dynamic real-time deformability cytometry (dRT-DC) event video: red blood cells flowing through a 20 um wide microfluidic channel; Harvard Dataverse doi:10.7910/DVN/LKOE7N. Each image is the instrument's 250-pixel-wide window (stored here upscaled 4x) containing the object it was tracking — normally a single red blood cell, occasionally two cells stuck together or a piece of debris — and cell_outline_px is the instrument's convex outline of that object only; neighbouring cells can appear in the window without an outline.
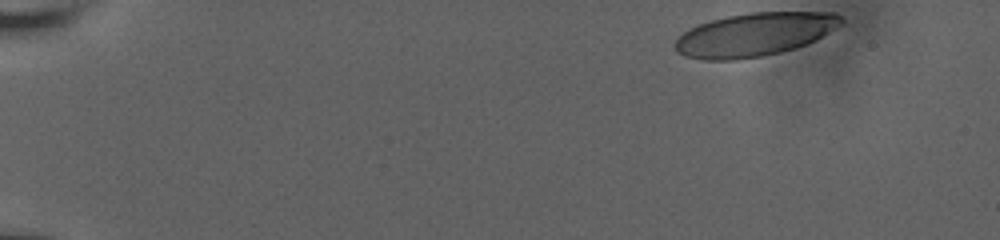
{"species": "human", "species_latin": "Homo sapiens", "temperature_condition": "room temperature", "stored_images_in_passage": 22, "camera_frame_rate_fps": 3000, "um_per_image_px": 0.085, "donor": {"sex": "male"}, "frame": {"image": 1, "passage_image": 1, "time_ms": 0.0, "image_size_px": [1000, 240], "cell_outline_px": [[844, 20], [840, 24], [816, 40], [780, 52], [760, 56], [736, 60], [704, 60], [684, 56], [676, 52], [676, 40], [684, 32], [700, 24], [712, 20], [728, 16], [752, 12], [836, 12]], "centroid_in_image_um": [64.13, 2.93], "position_along_channel_um": 20.9, "area_um2": 41.44}}
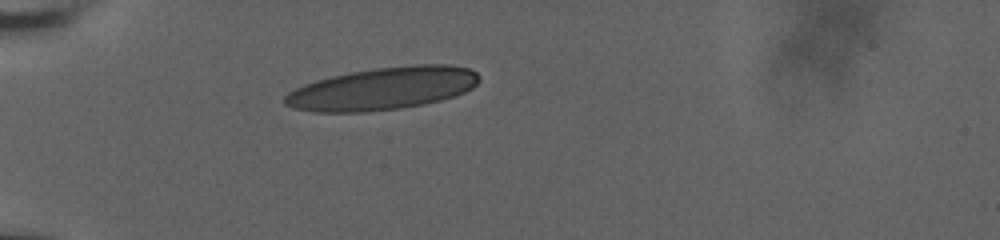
{"frame": {"image": 2, "passage_image": 18, "time_ms": 4.0, "image_size_px": [1000, 240], "cell_outline_px": [[480, 80], [472, 88], [464, 92], [440, 100], [400, 108], [364, 112], [312, 112], [292, 108], [284, 104], [284, 96], [288, 92], [304, 84], [316, 80], [332, 76], [372, 68], [416, 64], [448, 64], [468, 68], [476, 72], [480, 76]], "centroid_in_image_um": [32.51, 7.52], "position_along_channel_um": 52.5, "area_um2": 48.15}}